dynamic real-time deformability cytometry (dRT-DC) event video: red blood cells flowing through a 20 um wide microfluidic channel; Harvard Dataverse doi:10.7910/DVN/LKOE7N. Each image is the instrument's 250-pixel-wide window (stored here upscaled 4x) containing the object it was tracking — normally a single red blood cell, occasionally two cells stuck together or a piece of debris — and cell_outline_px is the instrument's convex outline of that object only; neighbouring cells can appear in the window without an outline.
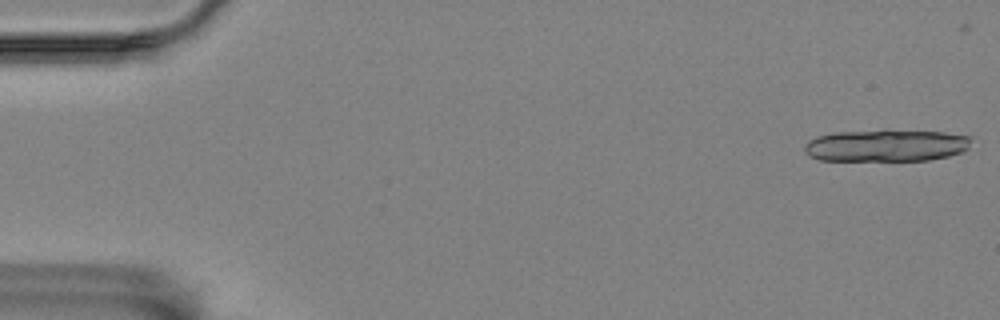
{"species": "Egyptian fruit bat (a non-hibernating species)", "species_latin": "Rousettus aegyptiacus", "temperature_condition": "room temperature", "stored_images_in_passage": 6, "camera_frame_rate_fps": 3000, "um_per_image_px": 0.085, "animal": {"sex": "female"}, "frame": {"image": 1, "passage_image": 1, "time_ms": 0.0, "image_size_px": [1000, 320], "cell_outline_px": [[972, 140], [968, 148], [964, 152], [948, 156], [928, 160], [820, 160], [808, 156], [804, 152], [804, 144], [808, 140], [816, 136], [836, 132], [884, 128], [888, 128], [944, 132], [972, 136]], "centroid_in_image_um": [75.33, 12.33], "position_along_channel_um": 9.7, "area_um2": 32.19}}